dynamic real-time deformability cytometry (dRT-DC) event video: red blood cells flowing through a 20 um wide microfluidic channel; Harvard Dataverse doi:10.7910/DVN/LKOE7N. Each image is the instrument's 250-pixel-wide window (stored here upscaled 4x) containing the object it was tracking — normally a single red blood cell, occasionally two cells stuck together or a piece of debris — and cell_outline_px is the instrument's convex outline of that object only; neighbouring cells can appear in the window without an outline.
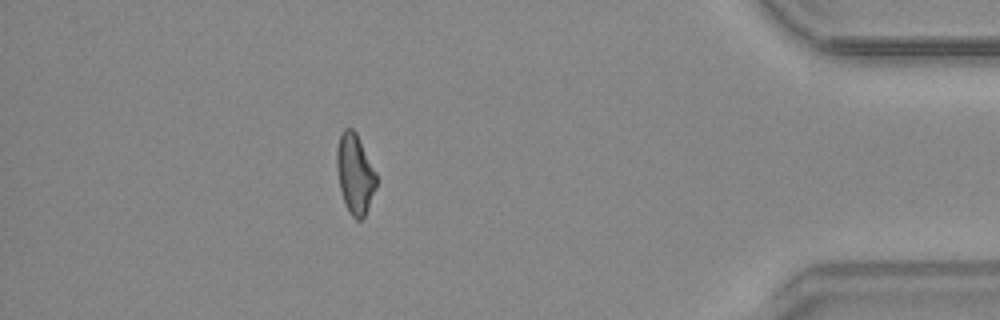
{"species": "common noctule bat (a hibernating species)", "species_latin": "Nyctalus noctula", "temperature_condition": "warm", "stored_images_in_passage": 47, "segment_of_instrument_passage": [1, 2], "camera_frame_rate_fps": 3000, "um_per_image_px": 0.085, "animal": {"sex": "male", "body_mass_g": 20.4}, "frame": {"image": 1, "passage_image": 40, "time_ms": 13.0, "image_size_px": [1000, 320], "cell_outline_px": [[376, 188], [364, 216], [360, 220], [356, 220], [348, 212], [344, 204], [340, 188], [336, 168], [336, 148], [340, 136], [344, 128], [352, 128], [356, 132], [376, 172]], "centroid_in_image_um": [30.15, 14.78], "position_along_channel_um": 405.0, "area_um2": 18.44}}